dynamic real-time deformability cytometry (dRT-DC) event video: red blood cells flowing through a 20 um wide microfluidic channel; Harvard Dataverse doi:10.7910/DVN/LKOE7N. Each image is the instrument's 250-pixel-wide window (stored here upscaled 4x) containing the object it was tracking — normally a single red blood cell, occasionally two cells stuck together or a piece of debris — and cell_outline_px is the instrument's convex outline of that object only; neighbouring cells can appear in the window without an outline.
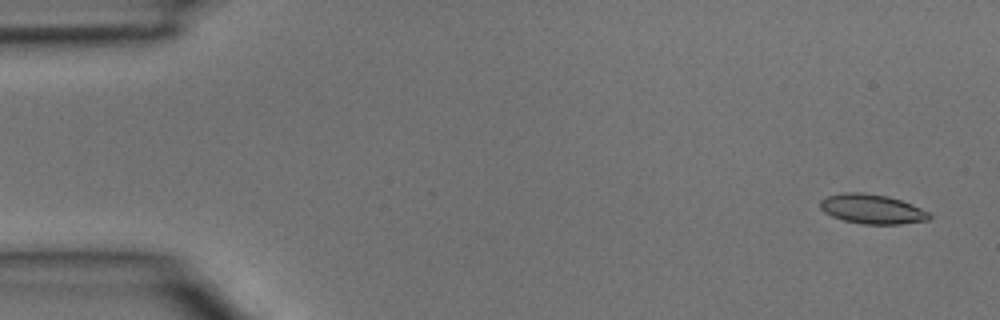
{"species": "common noctule bat (a hibernating species)", "species_latin": "Nyctalus noctula", "temperature_condition": "room temperature", "stored_images_in_passage": 5, "segment_of_instrument_passage": [1, 2], "camera_frame_rate_fps": 3000, "um_per_image_px": 0.085, "animal": {"sex": "male", "body_mass_g": 15.6}, "frame": {"image": 1, "passage_image": 1, "time_ms": 0.0, "image_size_px": [1000, 320], "cell_outline_px": [[932, 216], [928, 220], [900, 224], [864, 224], [844, 220], [832, 216], [824, 212], [820, 208], [820, 200], [828, 196], [844, 192], [864, 192], [888, 196], [912, 204], [928, 212]], "centroid_in_image_um": [74.12, 17.76], "position_along_channel_um": 10.9, "area_um2": 18.73}}